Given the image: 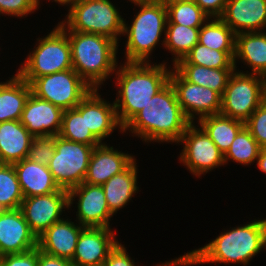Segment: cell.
<instances>
[{"instance_id":"1","label":"cell","mask_w":266,"mask_h":266,"mask_svg":"<svg viewBox=\"0 0 266 266\" xmlns=\"http://www.w3.org/2000/svg\"><path fill=\"white\" fill-rule=\"evenodd\" d=\"M266 249V219L233 227L220 233L210 243L157 266H191L203 263H240L246 266Z\"/></svg>"},{"instance_id":"2","label":"cell","mask_w":266,"mask_h":266,"mask_svg":"<svg viewBox=\"0 0 266 266\" xmlns=\"http://www.w3.org/2000/svg\"><path fill=\"white\" fill-rule=\"evenodd\" d=\"M191 122L185 117L174 87L168 82L146 106L123 127L147 143H175Z\"/></svg>"},{"instance_id":"3","label":"cell","mask_w":266,"mask_h":266,"mask_svg":"<svg viewBox=\"0 0 266 266\" xmlns=\"http://www.w3.org/2000/svg\"><path fill=\"white\" fill-rule=\"evenodd\" d=\"M166 63L125 62L117 67L114 104L123 127L169 82L171 67Z\"/></svg>"},{"instance_id":"4","label":"cell","mask_w":266,"mask_h":266,"mask_svg":"<svg viewBox=\"0 0 266 266\" xmlns=\"http://www.w3.org/2000/svg\"><path fill=\"white\" fill-rule=\"evenodd\" d=\"M58 24L66 31L70 42L73 70L92 89L101 88L103 81L115 74L119 66L118 43L103 35L70 31L62 22Z\"/></svg>"},{"instance_id":"5","label":"cell","mask_w":266,"mask_h":266,"mask_svg":"<svg viewBox=\"0 0 266 266\" xmlns=\"http://www.w3.org/2000/svg\"><path fill=\"white\" fill-rule=\"evenodd\" d=\"M131 3L140 10L134 15L131 26L124 19L123 35L127 37L125 61L149 63L152 51L165 34L167 9L165 4L156 0H131Z\"/></svg>"},{"instance_id":"6","label":"cell","mask_w":266,"mask_h":266,"mask_svg":"<svg viewBox=\"0 0 266 266\" xmlns=\"http://www.w3.org/2000/svg\"><path fill=\"white\" fill-rule=\"evenodd\" d=\"M37 42V47L17 70V74L27 83L44 75L73 69L70 42L59 24L47 36L38 38Z\"/></svg>"},{"instance_id":"7","label":"cell","mask_w":266,"mask_h":266,"mask_svg":"<svg viewBox=\"0 0 266 266\" xmlns=\"http://www.w3.org/2000/svg\"><path fill=\"white\" fill-rule=\"evenodd\" d=\"M119 11L110 0H77L62 23L70 31L99 34L119 43L124 26Z\"/></svg>"},{"instance_id":"8","label":"cell","mask_w":266,"mask_h":266,"mask_svg":"<svg viewBox=\"0 0 266 266\" xmlns=\"http://www.w3.org/2000/svg\"><path fill=\"white\" fill-rule=\"evenodd\" d=\"M265 100V77L234 70L221 97L220 114L245 123Z\"/></svg>"},{"instance_id":"9","label":"cell","mask_w":266,"mask_h":266,"mask_svg":"<svg viewBox=\"0 0 266 266\" xmlns=\"http://www.w3.org/2000/svg\"><path fill=\"white\" fill-rule=\"evenodd\" d=\"M94 146L56 136L55 152L48 165L54 181L61 189H70L84 182Z\"/></svg>"},{"instance_id":"10","label":"cell","mask_w":266,"mask_h":266,"mask_svg":"<svg viewBox=\"0 0 266 266\" xmlns=\"http://www.w3.org/2000/svg\"><path fill=\"white\" fill-rule=\"evenodd\" d=\"M31 93L63 111L75 108L92 89L73 69L35 78Z\"/></svg>"},{"instance_id":"11","label":"cell","mask_w":266,"mask_h":266,"mask_svg":"<svg viewBox=\"0 0 266 266\" xmlns=\"http://www.w3.org/2000/svg\"><path fill=\"white\" fill-rule=\"evenodd\" d=\"M195 122L190 123L178 144H183L179 160L183 166L199 178L214 168L224 166V154Z\"/></svg>"},{"instance_id":"12","label":"cell","mask_w":266,"mask_h":266,"mask_svg":"<svg viewBox=\"0 0 266 266\" xmlns=\"http://www.w3.org/2000/svg\"><path fill=\"white\" fill-rule=\"evenodd\" d=\"M169 82L174 87L182 112L191 123L198 118L220 114L221 96L216 91L186 81L174 68H171Z\"/></svg>"},{"instance_id":"13","label":"cell","mask_w":266,"mask_h":266,"mask_svg":"<svg viewBox=\"0 0 266 266\" xmlns=\"http://www.w3.org/2000/svg\"><path fill=\"white\" fill-rule=\"evenodd\" d=\"M67 208V209H66ZM63 209H69L68 191L26 197L21 202L20 210L32 233L38 238L52 224L62 220Z\"/></svg>"},{"instance_id":"14","label":"cell","mask_w":266,"mask_h":266,"mask_svg":"<svg viewBox=\"0 0 266 266\" xmlns=\"http://www.w3.org/2000/svg\"><path fill=\"white\" fill-rule=\"evenodd\" d=\"M78 197V198H77ZM69 208L75 198L77 223L83 227H110L112 214L102 186L82 183L68 191Z\"/></svg>"},{"instance_id":"15","label":"cell","mask_w":266,"mask_h":266,"mask_svg":"<svg viewBox=\"0 0 266 266\" xmlns=\"http://www.w3.org/2000/svg\"><path fill=\"white\" fill-rule=\"evenodd\" d=\"M118 243L111 228L85 227L78 237L71 262L74 266H102Z\"/></svg>"},{"instance_id":"16","label":"cell","mask_w":266,"mask_h":266,"mask_svg":"<svg viewBox=\"0 0 266 266\" xmlns=\"http://www.w3.org/2000/svg\"><path fill=\"white\" fill-rule=\"evenodd\" d=\"M63 112L51 102L42 100L30 93L19 121L33 137L57 136L62 126Z\"/></svg>"},{"instance_id":"17","label":"cell","mask_w":266,"mask_h":266,"mask_svg":"<svg viewBox=\"0 0 266 266\" xmlns=\"http://www.w3.org/2000/svg\"><path fill=\"white\" fill-rule=\"evenodd\" d=\"M36 247L37 237L20 208L7 209L0 215V256L23 253Z\"/></svg>"},{"instance_id":"18","label":"cell","mask_w":266,"mask_h":266,"mask_svg":"<svg viewBox=\"0 0 266 266\" xmlns=\"http://www.w3.org/2000/svg\"><path fill=\"white\" fill-rule=\"evenodd\" d=\"M134 160L133 155L102 143L92 151L84 183L102 186L112 176L124 171Z\"/></svg>"},{"instance_id":"19","label":"cell","mask_w":266,"mask_h":266,"mask_svg":"<svg viewBox=\"0 0 266 266\" xmlns=\"http://www.w3.org/2000/svg\"><path fill=\"white\" fill-rule=\"evenodd\" d=\"M220 18L235 34L265 31L266 0H228Z\"/></svg>"},{"instance_id":"20","label":"cell","mask_w":266,"mask_h":266,"mask_svg":"<svg viewBox=\"0 0 266 266\" xmlns=\"http://www.w3.org/2000/svg\"><path fill=\"white\" fill-rule=\"evenodd\" d=\"M68 219L52 224L37 238L39 250L70 261L73 259L78 237L85 227Z\"/></svg>"},{"instance_id":"21","label":"cell","mask_w":266,"mask_h":266,"mask_svg":"<svg viewBox=\"0 0 266 266\" xmlns=\"http://www.w3.org/2000/svg\"><path fill=\"white\" fill-rule=\"evenodd\" d=\"M98 90L91 89L86 95V123L87 129L103 143L116 128L123 133V126L118 120L114 101L107 102L99 95Z\"/></svg>"},{"instance_id":"22","label":"cell","mask_w":266,"mask_h":266,"mask_svg":"<svg viewBox=\"0 0 266 266\" xmlns=\"http://www.w3.org/2000/svg\"><path fill=\"white\" fill-rule=\"evenodd\" d=\"M24 198L45 195L61 188L54 181L48 166L25 158L13 164Z\"/></svg>"},{"instance_id":"23","label":"cell","mask_w":266,"mask_h":266,"mask_svg":"<svg viewBox=\"0 0 266 266\" xmlns=\"http://www.w3.org/2000/svg\"><path fill=\"white\" fill-rule=\"evenodd\" d=\"M33 138L19 120L0 123V164L27 158Z\"/></svg>"},{"instance_id":"24","label":"cell","mask_w":266,"mask_h":266,"mask_svg":"<svg viewBox=\"0 0 266 266\" xmlns=\"http://www.w3.org/2000/svg\"><path fill=\"white\" fill-rule=\"evenodd\" d=\"M241 59L251 69V74L266 78V32H244L236 34L234 66Z\"/></svg>"},{"instance_id":"25","label":"cell","mask_w":266,"mask_h":266,"mask_svg":"<svg viewBox=\"0 0 266 266\" xmlns=\"http://www.w3.org/2000/svg\"><path fill=\"white\" fill-rule=\"evenodd\" d=\"M136 159L121 173L115 174L102 187L110 213L115 215L138 192ZM121 208V209H120Z\"/></svg>"},{"instance_id":"26","label":"cell","mask_w":266,"mask_h":266,"mask_svg":"<svg viewBox=\"0 0 266 266\" xmlns=\"http://www.w3.org/2000/svg\"><path fill=\"white\" fill-rule=\"evenodd\" d=\"M30 93V84L17 73L6 82H0V123L20 120Z\"/></svg>"},{"instance_id":"27","label":"cell","mask_w":266,"mask_h":266,"mask_svg":"<svg viewBox=\"0 0 266 266\" xmlns=\"http://www.w3.org/2000/svg\"><path fill=\"white\" fill-rule=\"evenodd\" d=\"M186 81L209 87L221 97L235 69L208 68L194 64H175L173 67Z\"/></svg>"},{"instance_id":"28","label":"cell","mask_w":266,"mask_h":266,"mask_svg":"<svg viewBox=\"0 0 266 266\" xmlns=\"http://www.w3.org/2000/svg\"><path fill=\"white\" fill-rule=\"evenodd\" d=\"M197 122L223 154L230 148L238 132L245 126L243 121L221 114L205 116L198 119Z\"/></svg>"},{"instance_id":"29","label":"cell","mask_w":266,"mask_h":266,"mask_svg":"<svg viewBox=\"0 0 266 266\" xmlns=\"http://www.w3.org/2000/svg\"><path fill=\"white\" fill-rule=\"evenodd\" d=\"M58 136L70 141L94 147L102 144L91 133L90 129H87L86 96L75 108L68 109L63 112L62 126Z\"/></svg>"},{"instance_id":"30","label":"cell","mask_w":266,"mask_h":266,"mask_svg":"<svg viewBox=\"0 0 266 266\" xmlns=\"http://www.w3.org/2000/svg\"><path fill=\"white\" fill-rule=\"evenodd\" d=\"M198 43L210 49L225 51L234 60L236 34L221 18H209L200 27Z\"/></svg>"},{"instance_id":"31","label":"cell","mask_w":266,"mask_h":266,"mask_svg":"<svg viewBox=\"0 0 266 266\" xmlns=\"http://www.w3.org/2000/svg\"><path fill=\"white\" fill-rule=\"evenodd\" d=\"M199 31L200 27L167 24L161 45L174 55L172 59L173 65L183 59L198 43Z\"/></svg>"},{"instance_id":"32","label":"cell","mask_w":266,"mask_h":266,"mask_svg":"<svg viewBox=\"0 0 266 266\" xmlns=\"http://www.w3.org/2000/svg\"><path fill=\"white\" fill-rule=\"evenodd\" d=\"M261 147L252 137L249 130L244 126L237 134L230 148L224 154V163L228 164L229 160L243 165L254 164L257 161Z\"/></svg>"},{"instance_id":"33","label":"cell","mask_w":266,"mask_h":266,"mask_svg":"<svg viewBox=\"0 0 266 266\" xmlns=\"http://www.w3.org/2000/svg\"><path fill=\"white\" fill-rule=\"evenodd\" d=\"M176 64H194L208 68L235 69L234 60L225 51L210 49L200 43H197Z\"/></svg>"},{"instance_id":"34","label":"cell","mask_w":266,"mask_h":266,"mask_svg":"<svg viewBox=\"0 0 266 266\" xmlns=\"http://www.w3.org/2000/svg\"><path fill=\"white\" fill-rule=\"evenodd\" d=\"M165 6L167 9V24L201 27L209 19L194 0L172 2Z\"/></svg>"},{"instance_id":"35","label":"cell","mask_w":266,"mask_h":266,"mask_svg":"<svg viewBox=\"0 0 266 266\" xmlns=\"http://www.w3.org/2000/svg\"><path fill=\"white\" fill-rule=\"evenodd\" d=\"M24 196L13 164H0V205L18 209Z\"/></svg>"},{"instance_id":"36","label":"cell","mask_w":266,"mask_h":266,"mask_svg":"<svg viewBox=\"0 0 266 266\" xmlns=\"http://www.w3.org/2000/svg\"><path fill=\"white\" fill-rule=\"evenodd\" d=\"M56 136H36L32 143L27 158L38 164L48 166L55 152Z\"/></svg>"},{"instance_id":"37","label":"cell","mask_w":266,"mask_h":266,"mask_svg":"<svg viewBox=\"0 0 266 266\" xmlns=\"http://www.w3.org/2000/svg\"><path fill=\"white\" fill-rule=\"evenodd\" d=\"M245 127L261 148H266V100L245 122Z\"/></svg>"},{"instance_id":"38","label":"cell","mask_w":266,"mask_h":266,"mask_svg":"<svg viewBox=\"0 0 266 266\" xmlns=\"http://www.w3.org/2000/svg\"><path fill=\"white\" fill-rule=\"evenodd\" d=\"M39 9L38 0H0V15L24 18Z\"/></svg>"},{"instance_id":"39","label":"cell","mask_w":266,"mask_h":266,"mask_svg":"<svg viewBox=\"0 0 266 266\" xmlns=\"http://www.w3.org/2000/svg\"><path fill=\"white\" fill-rule=\"evenodd\" d=\"M38 247L27 252L0 256V266H37Z\"/></svg>"},{"instance_id":"40","label":"cell","mask_w":266,"mask_h":266,"mask_svg":"<svg viewBox=\"0 0 266 266\" xmlns=\"http://www.w3.org/2000/svg\"><path fill=\"white\" fill-rule=\"evenodd\" d=\"M102 266H136V264L129 256L126 247L118 243L109 253Z\"/></svg>"},{"instance_id":"41","label":"cell","mask_w":266,"mask_h":266,"mask_svg":"<svg viewBox=\"0 0 266 266\" xmlns=\"http://www.w3.org/2000/svg\"><path fill=\"white\" fill-rule=\"evenodd\" d=\"M228 0H194L209 18H220Z\"/></svg>"},{"instance_id":"42","label":"cell","mask_w":266,"mask_h":266,"mask_svg":"<svg viewBox=\"0 0 266 266\" xmlns=\"http://www.w3.org/2000/svg\"><path fill=\"white\" fill-rule=\"evenodd\" d=\"M37 266H74L70 260L49 255L38 249Z\"/></svg>"},{"instance_id":"43","label":"cell","mask_w":266,"mask_h":266,"mask_svg":"<svg viewBox=\"0 0 266 266\" xmlns=\"http://www.w3.org/2000/svg\"><path fill=\"white\" fill-rule=\"evenodd\" d=\"M256 163L259 170L266 174V148L260 149Z\"/></svg>"},{"instance_id":"44","label":"cell","mask_w":266,"mask_h":266,"mask_svg":"<svg viewBox=\"0 0 266 266\" xmlns=\"http://www.w3.org/2000/svg\"><path fill=\"white\" fill-rule=\"evenodd\" d=\"M49 1H51V0H49ZM53 1L62 5V6H64V5H66L67 7L69 6L68 9H70L77 0H53ZM39 4H40V0H38V6H39Z\"/></svg>"},{"instance_id":"45","label":"cell","mask_w":266,"mask_h":266,"mask_svg":"<svg viewBox=\"0 0 266 266\" xmlns=\"http://www.w3.org/2000/svg\"><path fill=\"white\" fill-rule=\"evenodd\" d=\"M156 1H159V2H162L163 4H169V3H172V2H180V1H191V0H156Z\"/></svg>"},{"instance_id":"46","label":"cell","mask_w":266,"mask_h":266,"mask_svg":"<svg viewBox=\"0 0 266 266\" xmlns=\"http://www.w3.org/2000/svg\"><path fill=\"white\" fill-rule=\"evenodd\" d=\"M7 209L0 205V215H2Z\"/></svg>"}]
</instances>
